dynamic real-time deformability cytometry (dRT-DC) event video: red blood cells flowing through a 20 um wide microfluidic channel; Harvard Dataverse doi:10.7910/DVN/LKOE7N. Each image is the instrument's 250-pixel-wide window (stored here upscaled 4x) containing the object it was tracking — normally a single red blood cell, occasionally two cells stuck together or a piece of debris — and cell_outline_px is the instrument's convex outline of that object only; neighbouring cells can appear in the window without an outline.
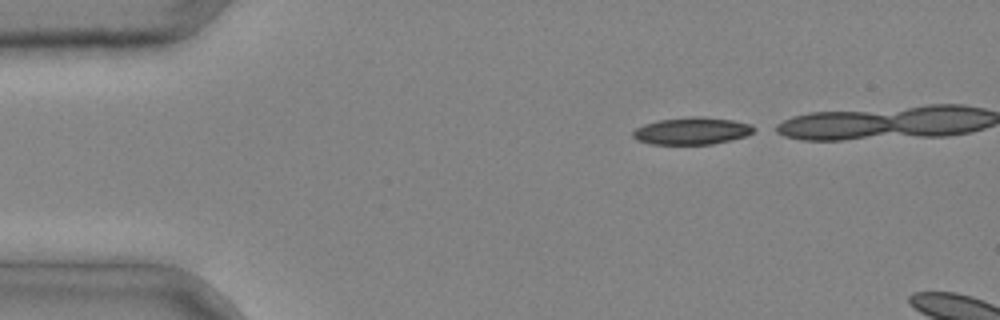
{"species": "common noctule bat (a hibernating species)", "species_latin": "Nyctalus noctula", "temperature_condition": "cold", "stored_images_in_passage": 2, "camera_frame_rate_fps": 3000, "um_per_image_px": 0.085, "animal": {"sex": "male", "body_mass_g": 20.4}, "frame": {"image": 1, "passage_image": 1, "time_ms": 0.0, "image_size_px": [1000, 320], "cell_outline_px": [[760, 128], [748, 136], [732, 140], [712, 144], [648, 144], [636, 140], [632, 136], [632, 132], [636, 128], [644, 124], [660, 120], [692, 116], [704, 116], [732, 120], [752, 124]], "centroid_in_image_um": [58.87, 11.13], "position_along_channel_um": 26.1, "area_um2": 19.54}}